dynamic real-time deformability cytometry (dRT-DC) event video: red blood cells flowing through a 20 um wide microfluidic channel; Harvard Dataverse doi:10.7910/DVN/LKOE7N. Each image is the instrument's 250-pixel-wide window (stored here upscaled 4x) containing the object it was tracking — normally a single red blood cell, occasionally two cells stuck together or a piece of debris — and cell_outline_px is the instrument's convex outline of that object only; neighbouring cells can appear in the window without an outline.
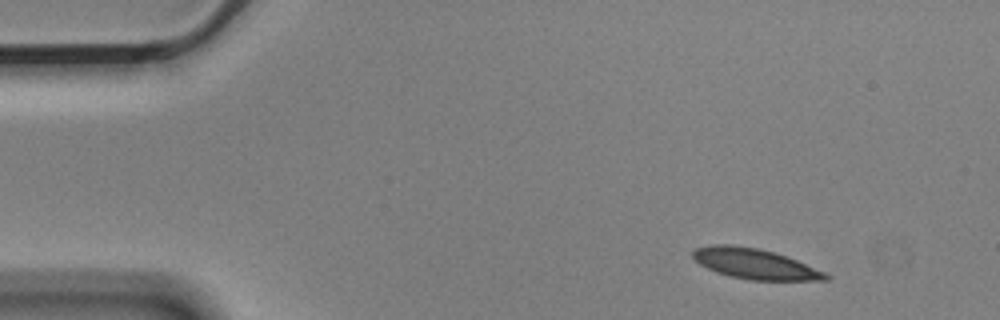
{"species": "Egyptian fruit bat (a non-hibernating species)", "species_latin": "Rousettus aegyptiacus", "temperature_condition": "cold", "stored_images_in_passage": 3, "camera_frame_rate_fps": 3000, "um_per_image_px": 0.085, "animal": {"sex": "male"}, "frame": {"image": 1, "passage_image": 1, "time_ms": 0.0, "image_size_px": [1000, 320], "cell_outline_px": [[828, 280], [748, 280], [728, 276], [716, 272], [700, 264], [692, 256], [692, 252], [696, 248], [712, 244], [732, 244], [756, 248], [772, 252], [796, 260], [824, 272], [828, 276]], "centroid_in_image_um": [64.1, 22.42], "position_along_channel_um": 20.9, "area_um2": 23.18}}
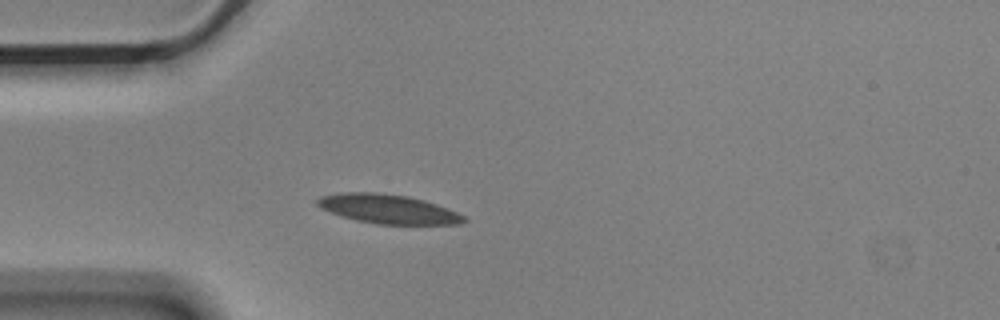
{"frame": {"image": 2, "passage_image": 3, "time_ms": 0.667, "image_size_px": [1000, 320], "cell_outline_px": [[468, 220], [460, 224], [376, 224], [356, 220], [340, 216], [320, 208], [316, 204], [316, 200], [320, 196], [340, 192], [372, 192], [408, 196], [424, 200], [448, 208], [464, 216]], "centroid_in_image_um": [32.95, 17.76], "position_along_channel_um": 52.0, "area_um2": 24.97}}